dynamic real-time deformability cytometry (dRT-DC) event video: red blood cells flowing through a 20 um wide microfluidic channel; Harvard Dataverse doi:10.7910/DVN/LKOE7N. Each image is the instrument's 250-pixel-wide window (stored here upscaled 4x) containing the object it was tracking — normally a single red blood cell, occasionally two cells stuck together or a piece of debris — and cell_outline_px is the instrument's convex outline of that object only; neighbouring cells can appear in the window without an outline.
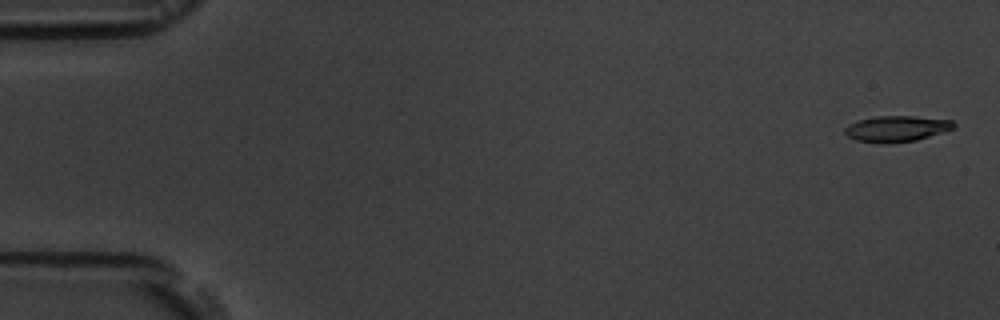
{"species": "common noctule bat (a hibernating species)", "species_latin": "Nyctalus noctula", "temperature_condition": "room temperature", "stored_images_in_passage": 6, "camera_frame_rate_fps": 3000, "um_per_image_px": 0.085, "animal": {"sex": "male", "body_mass_g": 19.5, "forearm_length_mm": 54.6}, "frame": {"image": 1, "passage_image": 1, "time_ms": 0.0, "image_size_px": [1000, 320], "cell_outline_px": [[956, 128], [944, 132], [916, 140], [888, 144], [856, 140], [848, 136], [844, 132], [844, 128], [848, 124], [860, 120], [876, 116], [912, 116], [952, 120], [956, 124]], "centroid_in_image_um": [76.23, 10.94], "position_along_channel_um": 8.8, "area_um2": 16.53}}
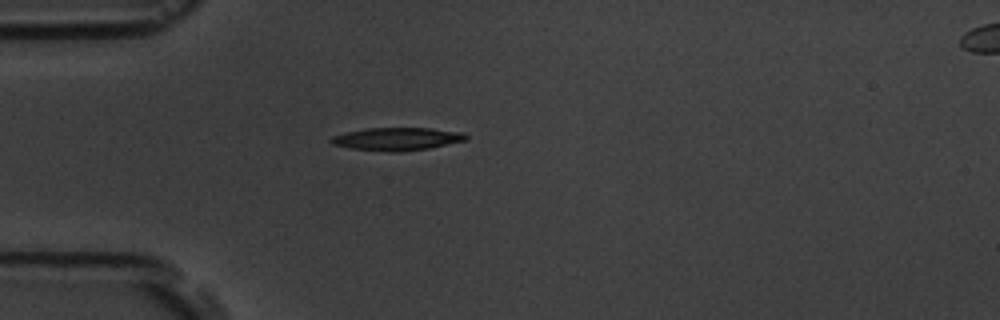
{"frame": {"image": 2, "passage_image": 5, "time_ms": 4.667, "image_size_px": [1000, 320], "cell_outline_px": [[468, 140], [428, 148], [400, 152], [388, 152], [352, 148], [332, 144], [328, 140], [332, 136], [344, 132], [368, 128], [428, 128], [464, 132], [468, 136]], "centroid_in_image_um": [33.75, 11.81], "position_along_channel_um": 51.3, "area_um2": 18.03}}